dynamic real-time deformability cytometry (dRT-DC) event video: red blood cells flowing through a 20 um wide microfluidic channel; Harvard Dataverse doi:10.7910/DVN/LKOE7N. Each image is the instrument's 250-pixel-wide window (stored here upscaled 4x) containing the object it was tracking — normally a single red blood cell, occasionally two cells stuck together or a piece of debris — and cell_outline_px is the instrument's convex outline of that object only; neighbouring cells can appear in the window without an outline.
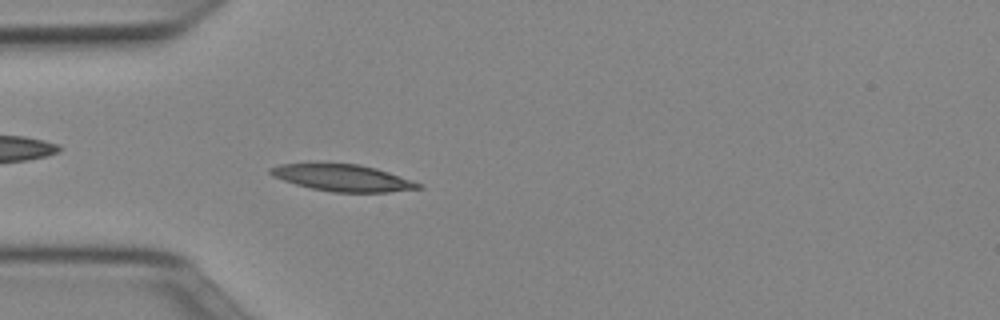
{"species": "Egyptian fruit bat (a non-hibernating species)", "species_latin": "Rousettus aegyptiacus", "temperature_condition": "cold", "stored_images_in_passage": 50, "camera_frame_rate_fps": 3000, "um_per_image_px": 0.085, "animal": {"sex": "female"}, "frame": {"image": 1, "passage_image": 14, "time_ms": 4.333, "image_size_px": [1000, 320], "cell_outline_px": [[424, 188], [388, 192], [332, 192], [312, 188], [296, 184], [272, 176], [268, 172], [268, 168], [280, 164], [360, 164], [376, 168], [424, 184]], "centroid_in_image_um": [29.17, 15.12], "position_along_channel_um": 55.8, "area_um2": 22.89}}
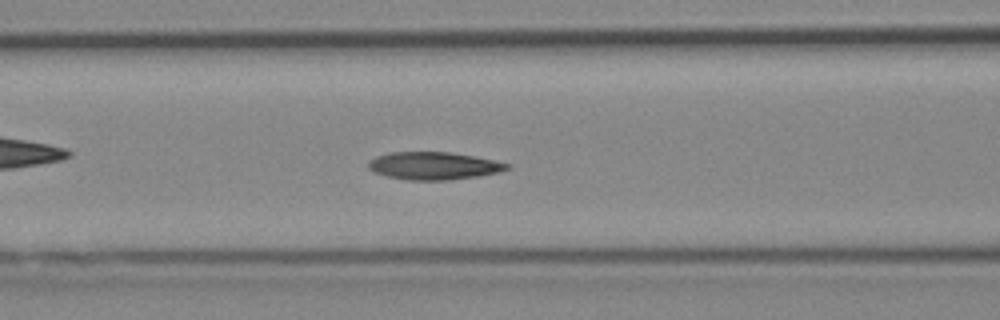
{"frame": {"image": 2, "passage_image": 20, "time_ms": 6.333, "image_size_px": [1000, 320], "cell_outline_px": [[512, 168], [500, 172], [476, 176], [448, 180], [408, 180], [388, 176], [376, 172], [368, 168], [368, 160], [376, 156], [388, 152], [452, 152], [512, 164]], "centroid_in_image_um": [36.88, 14.08], "position_along_channel_um": 129.7, "area_um2": 22.31}}
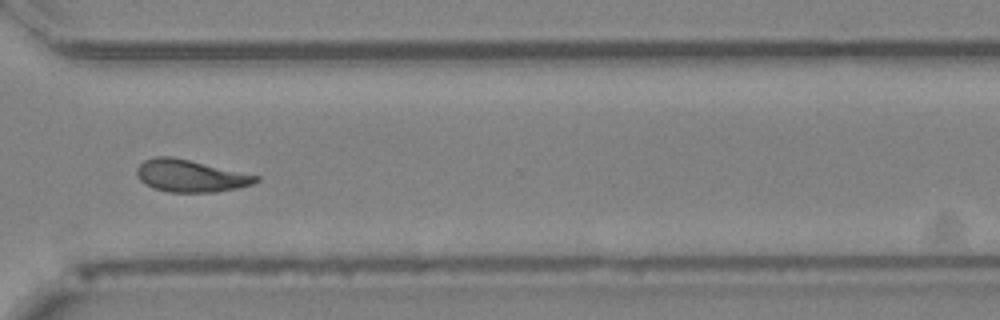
{"frame": {"image": 3, "passage_image": 37, "time_ms": 12.0, "image_size_px": [1000, 320], "cell_outline_px": [[260, 180], [252, 184], [236, 188], [216, 192], [168, 192], [152, 188], [144, 184], [136, 176], [136, 168], [144, 160], [152, 156], [172, 156], [260, 176]], "centroid_in_image_um": [16.14, 14.94], "position_along_channel_um": 354.5, "area_um2": 22.48}, "authors_computed_cell_mechanics": {"area_um2": 21.9062, "velocity_mm_per_s": 3.9607, "shape_relaxation_time_tau1_ms": 6.8342, "shape_relaxation_time_tau2_ms": 4.4745, "deformation_change_tau1": 0.1724, "deformation_change_tau2": 0.1013}}